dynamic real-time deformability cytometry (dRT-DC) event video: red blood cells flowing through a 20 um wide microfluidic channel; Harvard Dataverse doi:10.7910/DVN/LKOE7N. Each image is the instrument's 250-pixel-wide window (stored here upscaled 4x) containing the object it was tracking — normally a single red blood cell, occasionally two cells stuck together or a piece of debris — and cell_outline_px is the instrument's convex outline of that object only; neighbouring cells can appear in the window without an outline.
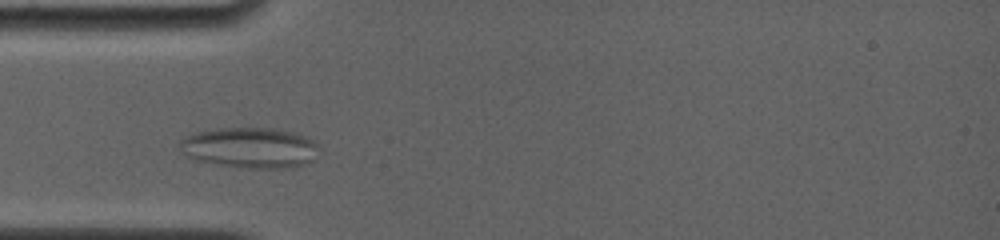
{"species": "common noctule bat (a hibernating species)", "species_latin": "Nyctalus noctula", "temperature_condition": "room temperature", "stored_images_in_passage": 4, "camera_frame_rate_fps": 4000, "um_per_image_px": 0.085, "animal": {"sex": "female", "body_mass_g": 19.0, "forearm_length_mm": 56.7}, "frame": {"image": 1, "passage_image": 3, "time_ms": 0.5, "image_size_px": [1000, 240], "cell_outline_px": [[320, 148], [316, 160], [296, 168], [244, 168], [196, 160], [184, 156], [180, 148], [180, 140], [196, 132], [220, 128], [272, 128], [292, 132], [304, 136], [312, 140]], "centroid_in_image_um": [21.3, 12.57], "position_along_channel_um": 63.7, "area_um2": 33.18}}